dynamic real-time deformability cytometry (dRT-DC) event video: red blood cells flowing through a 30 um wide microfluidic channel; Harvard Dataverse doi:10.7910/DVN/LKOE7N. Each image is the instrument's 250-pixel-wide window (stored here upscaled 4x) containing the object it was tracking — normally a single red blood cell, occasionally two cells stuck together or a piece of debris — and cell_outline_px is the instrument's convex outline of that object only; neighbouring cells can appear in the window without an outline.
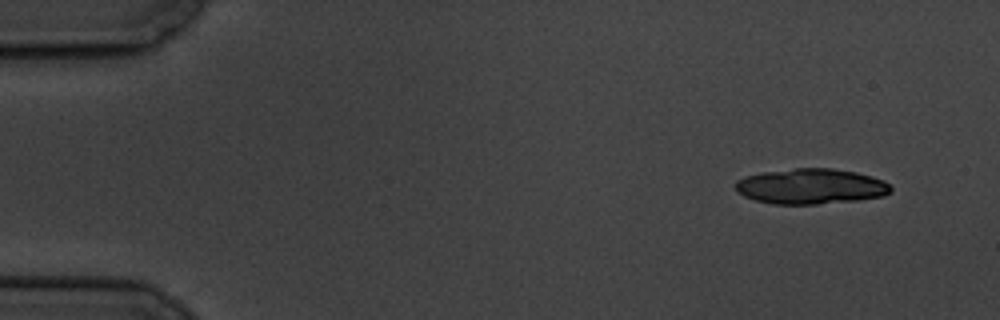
{"species": "common noctule bat (a hibernating species)", "species_latin": "Nyctalus noctula", "temperature_condition": "cold", "stored_images_in_passage": 8, "camera_frame_rate_fps": 3000, "um_per_image_px": 0.085, "animal": {"sex": "male", "body_mass_g": 19.5, "forearm_length_mm": 54.6}, "frame": {"image": 1, "passage_image": 1, "time_ms": 0.0, "image_size_px": [1000, 320], "cell_outline_px": [[892, 192], [884, 196], [856, 200], [816, 204], [772, 204], [756, 200], [744, 196], [736, 192], [736, 180], [744, 176], [764, 172], [796, 168], [832, 168], [856, 172], [872, 176], [884, 180], [892, 188]], "centroid_in_image_um": [68.93, 15.84], "position_along_channel_um": 16.1, "area_um2": 32.14}}
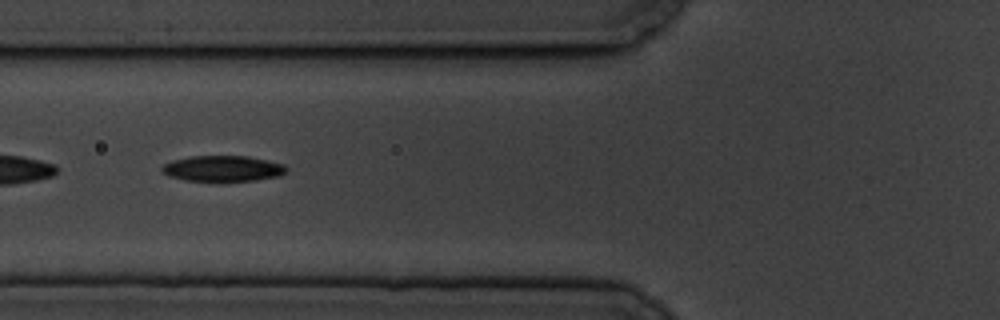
{"frame": {"image": 2, "passage_image": 6, "time_ms": 6.0, "image_size_px": [1000, 320], "cell_outline_px": [[288, 172], [280, 176], [256, 180], [184, 180], [168, 176], [160, 172], [160, 168], [164, 164], [172, 160], [188, 156], [248, 156], [284, 164], [288, 168]], "centroid_in_image_um": [18.93, 14.31], "position_along_channel_um": 106.9, "area_um2": 18.73}}
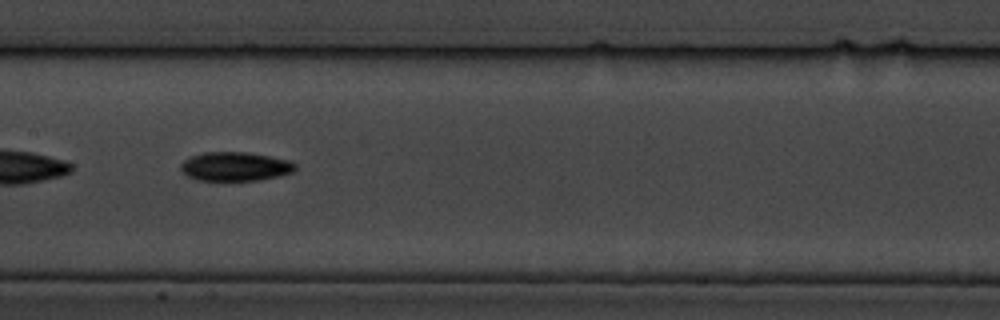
{"frame": {"image": 3, "passage_image": 8, "time_ms": 8.333, "image_size_px": [1000, 320], "cell_outline_px": [[296, 168], [292, 172], [280, 176], [260, 180], [196, 180], [180, 172], [180, 164], [184, 160], [192, 156], [204, 152], [248, 152], [288, 160], [296, 164]], "centroid_in_image_um": [19.97, 14.15], "position_along_channel_um": 187.4, "area_um2": 19.36}}